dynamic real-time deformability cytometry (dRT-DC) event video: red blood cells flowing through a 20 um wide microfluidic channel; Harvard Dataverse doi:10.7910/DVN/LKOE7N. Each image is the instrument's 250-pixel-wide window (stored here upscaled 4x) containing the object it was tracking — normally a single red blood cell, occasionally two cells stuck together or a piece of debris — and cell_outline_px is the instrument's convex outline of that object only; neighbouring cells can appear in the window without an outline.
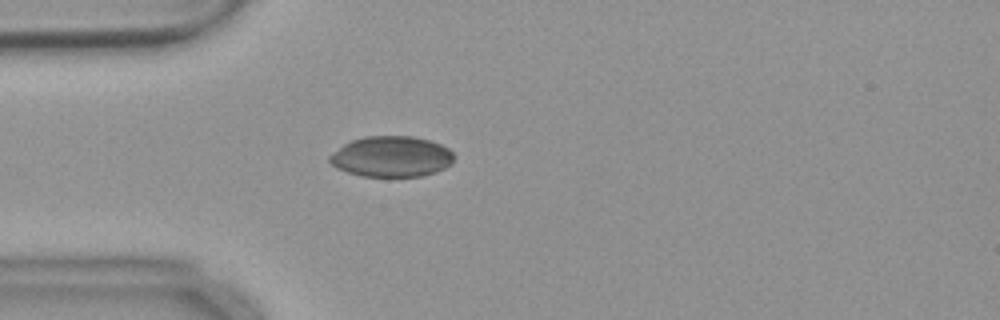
{"species": "common noctule bat (a hibernating species)", "species_latin": "Nyctalus noctula", "temperature_condition": "warm", "stored_images_in_passage": 55, "camera_frame_rate_fps": 3000, "um_per_image_px": 0.085, "animal": {"sex": "female", "body_mass_g": 18.4}, "frame": {"image": 1, "passage_image": 15, "time_ms": 4.667, "image_size_px": [1000, 320], "cell_outline_px": [[456, 156], [452, 164], [444, 168], [420, 176], [364, 176], [348, 172], [336, 168], [328, 160], [328, 156], [344, 144], [352, 140], [364, 136], [412, 136], [428, 140], [440, 144], [448, 148]], "centroid_in_image_um": [33.27, 13.3], "position_along_channel_um": 51.7, "area_um2": 29.42}}
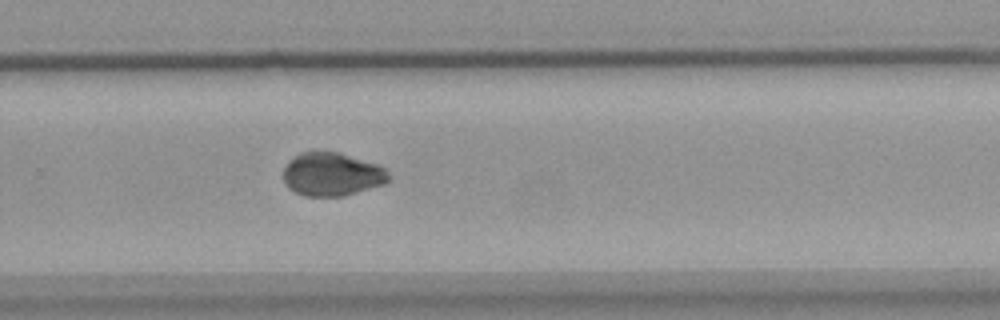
{"frame": {"image": 2, "passage_image": 36, "time_ms": 11.667, "image_size_px": [1000, 320], "cell_outline_px": [[392, 176], [384, 184], [344, 196], [304, 196], [288, 188], [284, 184], [284, 168], [288, 160], [300, 152], [340, 152], [376, 164], [384, 168]], "centroid_in_image_um": [28.2, 14.82], "position_along_channel_um": 301.6, "area_um2": 26.7}}
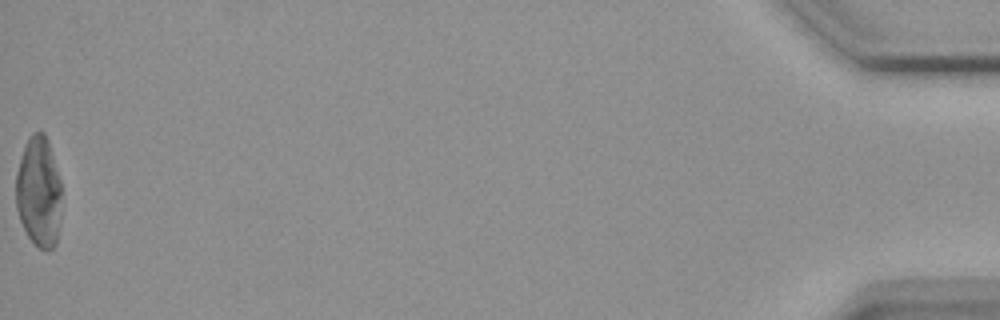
{"frame": {"image": 3, "passage_image": 55, "time_ms": 18.0, "image_size_px": [1000, 320], "cell_outline_px": [[60, 224], [56, 244], [48, 252], [40, 248], [28, 236], [20, 220], [16, 208], [16, 172], [20, 156], [32, 132], [44, 132], [48, 140], [60, 180]], "centroid_in_image_um": [3.29, 16.33], "position_along_channel_um": 431.9, "area_um2": 29.42}, "authors_computed_cell_mechanics": {"area_um2": 27.6862, "velocity_mm_per_s": 3.6785, "shape_relaxation_time_tau1_ms": null, "shape_relaxation_time_tau2_ms": 2.5151, "deformation_change_tau1": null, "deformation_change_tau2": 0.0373}}